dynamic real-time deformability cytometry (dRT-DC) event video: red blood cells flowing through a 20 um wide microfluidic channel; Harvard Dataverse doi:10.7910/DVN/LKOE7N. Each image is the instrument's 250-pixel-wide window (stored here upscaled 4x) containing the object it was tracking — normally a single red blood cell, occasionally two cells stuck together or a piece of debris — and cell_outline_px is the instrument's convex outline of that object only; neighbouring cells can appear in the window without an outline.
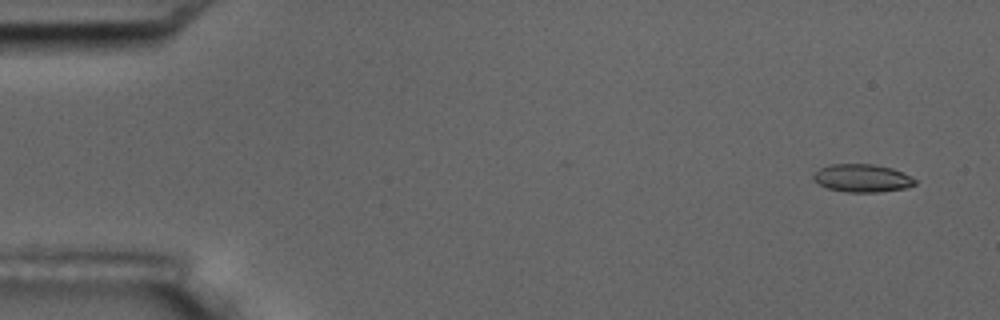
{"species": "common noctule bat (a hibernating species)", "species_latin": "Nyctalus noctula", "temperature_condition": "room temperature", "stored_images_in_passage": 6, "segment_of_instrument_passage": [1, 2], "camera_frame_rate_fps": 3000, "um_per_image_px": 0.085, "animal": {"sex": "male", "body_mass_g": 17.5, "forearm_length_mm": 52.3}, "frame": {"image": 1, "passage_image": 1, "time_ms": 0.0, "image_size_px": [1000, 320], "cell_outline_px": [[916, 184], [908, 188], [876, 192], [848, 192], [828, 188], [812, 180], [812, 176], [820, 168], [832, 164], [872, 164], [892, 168], [916, 180]], "centroid_in_image_um": [73.27, 15.14], "position_along_channel_um": 11.7, "area_um2": 16.36}}